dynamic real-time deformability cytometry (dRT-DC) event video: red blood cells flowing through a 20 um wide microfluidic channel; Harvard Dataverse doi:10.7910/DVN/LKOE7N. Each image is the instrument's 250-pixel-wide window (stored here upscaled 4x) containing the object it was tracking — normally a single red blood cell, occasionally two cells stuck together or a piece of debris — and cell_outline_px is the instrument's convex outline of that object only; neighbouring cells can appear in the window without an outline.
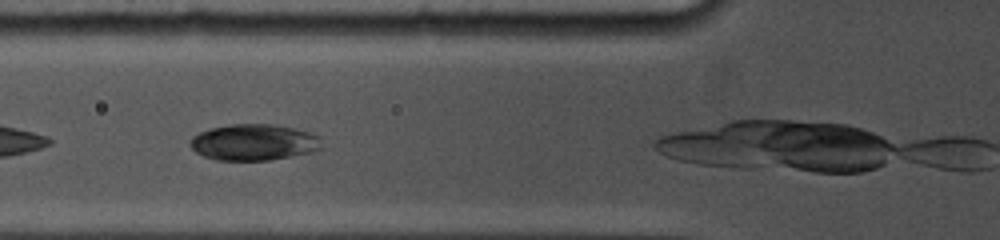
{"species": "common noctule bat (a hibernating species)", "species_latin": "Nyctalus noctula", "temperature_condition": "cold", "stored_images_in_passage": 44, "camera_frame_rate_fps": 5000, "um_per_image_px": 0.085, "animal": {"sex": "female", "body_mass_g": 19.0, "forearm_length_mm": 53.3}, "frame": {"image": 1, "passage_image": 6, "time_ms": 1.8, "image_size_px": [1000, 240], "cell_outline_px": [[320, 148], [312, 152], [272, 160], [216, 160], [204, 156], [196, 152], [192, 148], [192, 136], [200, 132], [212, 128], [228, 124], [272, 124], [292, 128], [308, 132], [320, 136]], "centroid_in_image_um": [21.58, 12.1], "position_along_channel_um": 104.2, "area_um2": 27.57}}
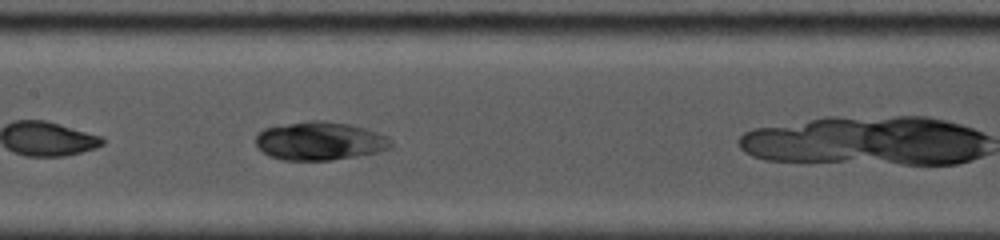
{"frame": {"image": 2, "passage_image": 12, "time_ms": 3.8, "image_size_px": [1000, 240], "cell_outline_px": [[392, 148], [376, 152], [356, 156], [328, 160], [284, 160], [268, 156], [256, 144], [256, 136], [264, 128], [312, 120], [320, 120], [348, 124], [364, 128], [388, 136], [392, 144]], "centroid_in_image_um": [27.19, 11.99], "position_along_channel_um": 180.2, "area_um2": 29.94}}